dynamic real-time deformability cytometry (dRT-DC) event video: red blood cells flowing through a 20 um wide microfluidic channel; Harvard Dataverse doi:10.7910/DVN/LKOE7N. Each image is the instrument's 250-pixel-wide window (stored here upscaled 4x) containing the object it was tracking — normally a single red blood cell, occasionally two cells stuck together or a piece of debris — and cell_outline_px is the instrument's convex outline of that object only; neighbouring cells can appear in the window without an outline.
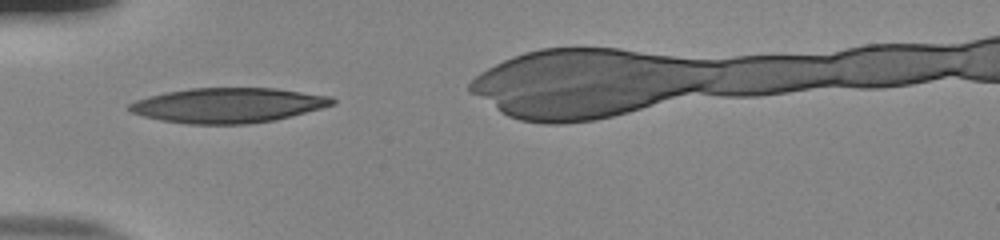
{"species": "human", "species_latin": "Homo sapiens", "temperature_condition": "room temperature", "stored_images_in_passage": 32, "camera_frame_rate_fps": 3000, "um_per_image_px": 0.085, "donor": {"sex": "male"}, "frame": {"image": 1, "passage_image": 1, "time_ms": 0.0, "image_size_px": [1000, 240], "cell_outline_px": [[336, 104], [292, 116], [276, 120], [248, 124], [188, 124], [160, 120], [128, 112], [128, 104], [136, 100], [148, 96], [164, 92], [192, 88], [276, 88], [332, 96], [336, 100]], "centroid_in_image_um": [19.39, 8.95], "position_along_channel_um": 65.6, "area_um2": 41.62}}
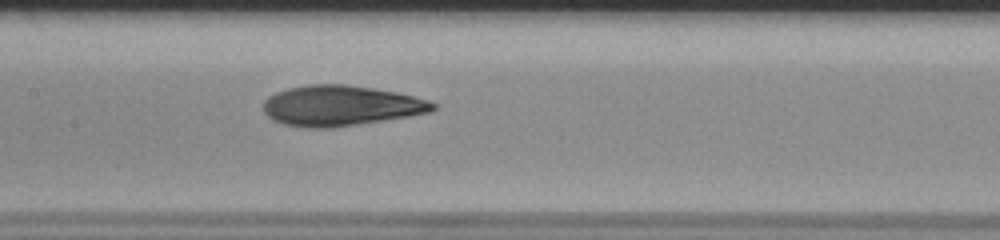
{"frame": {"image": 2, "passage_image": 10, "time_ms": 3.0, "image_size_px": [1000, 240], "cell_outline_px": [[436, 108], [432, 112], [408, 116], [332, 128], [308, 128], [284, 124], [272, 120], [264, 112], [264, 100], [268, 96], [276, 92], [288, 88], [308, 84], [344, 84], [372, 88], [396, 92], [428, 100], [436, 104]], "centroid_in_image_um": [28.94, 8.98], "position_along_channel_um": 178.5, "area_um2": 39.82}}
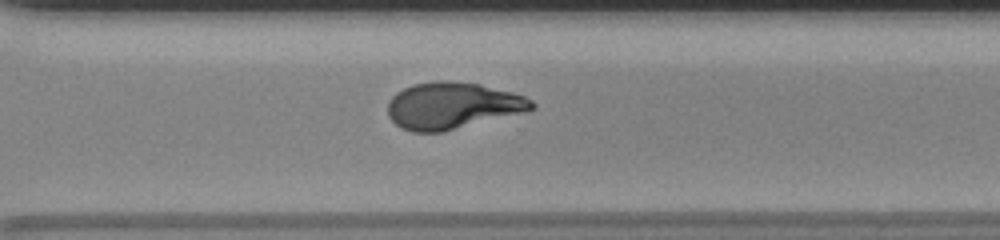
{"frame": {"image": 3, "passage_image": 22, "time_ms": 7.0, "image_size_px": [1000, 240], "cell_outline_px": [[536, 108], [440, 132], [412, 132], [400, 128], [388, 116], [388, 104], [392, 96], [396, 92], [412, 84], [436, 80], [448, 80], [480, 84], [512, 92], [524, 96], [532, 100], [536, 104]], "centroid_in_image_um": [38.4, 8.96], "position_along_channel_um": 332.2, "area_um2": 38.78}}